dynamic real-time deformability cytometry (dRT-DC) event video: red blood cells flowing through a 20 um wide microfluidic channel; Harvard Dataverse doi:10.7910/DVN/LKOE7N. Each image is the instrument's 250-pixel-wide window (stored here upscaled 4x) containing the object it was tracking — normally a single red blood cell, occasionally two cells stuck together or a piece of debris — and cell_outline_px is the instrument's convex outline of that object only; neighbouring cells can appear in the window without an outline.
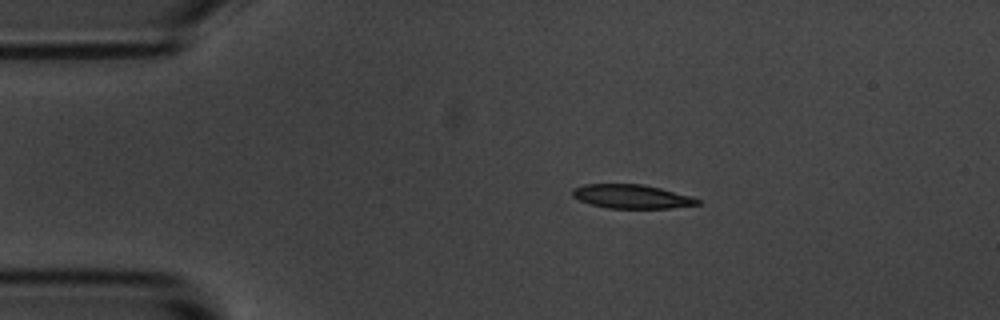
{"species": "common noctule bat (a hibernating species)", "species_latin": "Nyctalus noctula", "temperature_condition": "room temperature", "stored_images_in_passage": 6, "camera_frame_rate_fps": 3000, "um_per_image_px": 0.085, "animal": {"sex": "male", "body_mass_g": 20.1, "forearm_length_mm": 53.5}, "frame": {"image": 1, "passage_image": 1, "time_ms": 0.0, "image_size_px": [1000, 320], "cell_outline_px": [[700, 204], [672, 208], [608, 208], [592, 204], [580, 200], [572, 196], [572, 188], [584, 184], [644, 184], [692, 196], [700, 200]], "centroid_in_image_um": [53.7, 16.69], "position_along_channel_um": 31.3, "area_um2": 17.4}}
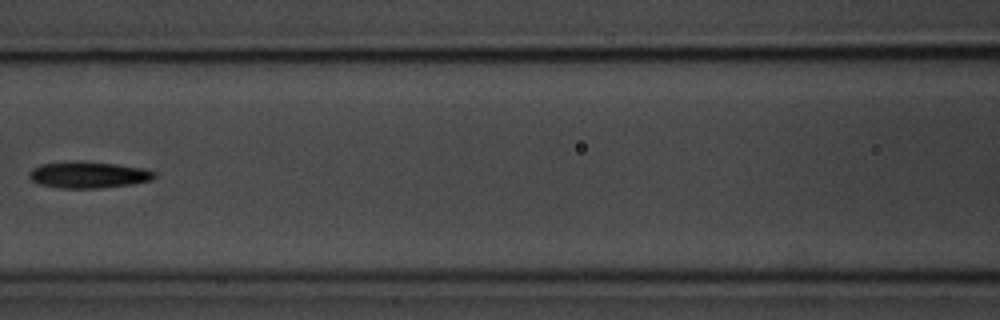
{"frame": {"image": 2, "passage_image": 5, "time_ms": 1.333, "image_size_px": [1000, 320], "cell_outline_px": [[156, 176], [152, 180], [132, 184], [104, 188], [60, 188], [40, 184], [32, 180], [28, 176], [28, 172], [32, 168], [40, 164], [72, 160], [84, 160], [116, 164], [144, 168], [156, 172]], "centroid_in_image_um": [7.51, 14.84], "position_along_channel_um": 159.1, "area_um2": 19.77}}
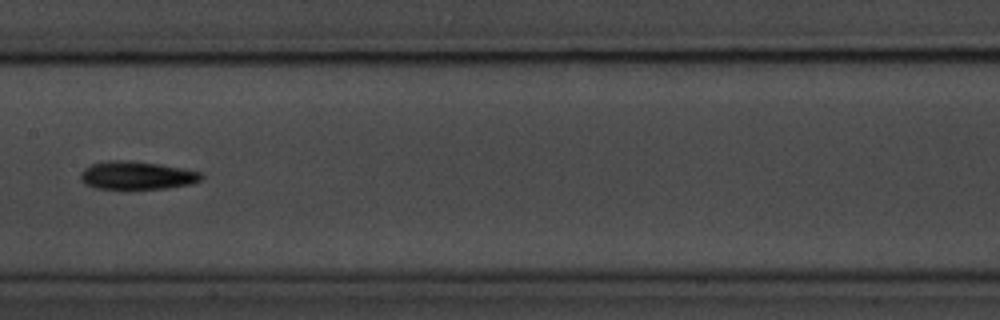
{"frame": {"image": 3, "passage_image": 6, "time_ms": 1.667, "image_size_px": [1000, 320], "cell_outline_px": [[204, 176], [200, 180], [188, 184], [168, 188], [124, 192], [92, 188], [84, 184], [80, 180], [80, 172], [84, 168], [92, 164], [108, 160], [128, 160], [160, 164], [200, 172]], "centroid_in_image_um": [11.53, 14.96], "position_along_channel_um": 195.9, "area_um2": 20.75}}